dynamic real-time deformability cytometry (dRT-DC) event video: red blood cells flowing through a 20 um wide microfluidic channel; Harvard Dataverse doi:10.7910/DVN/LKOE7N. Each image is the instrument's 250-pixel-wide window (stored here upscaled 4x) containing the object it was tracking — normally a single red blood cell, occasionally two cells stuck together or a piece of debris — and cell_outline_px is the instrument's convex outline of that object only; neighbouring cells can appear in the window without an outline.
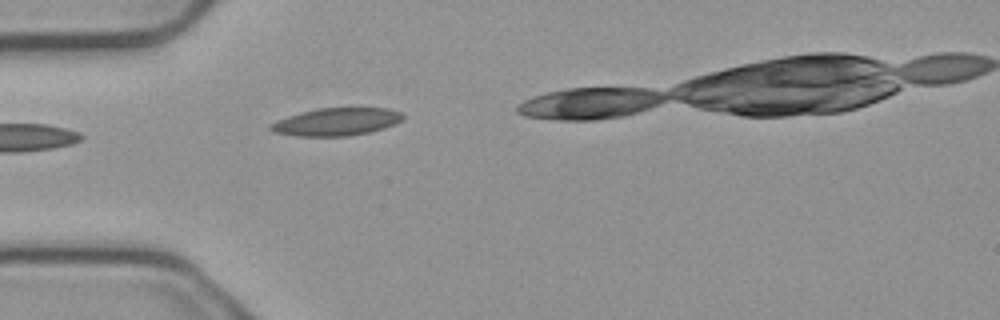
{"species": "common noctule bat (a hibernating species)", "species_latin": "Nyctalus noctula", "temperature_condition": "cold", "stored_images_in_passage": 3, "camera_frame_rate_fps": 3000, "um_per_image_px": 0.085, "animal": {"sex": "male", "body_mass_g": 23.1, "forearm_length_mm": 52.7}, "frame": {"image": 1, "passage_image": 2, "time_ms": 0.333, "image_size_px": [1000, 320], "cell_outline_px": [[404, 120], [384, 128], [368, 132], [348, 136], [296, 136], [272, 132], [268, 128], [268, 124], [276, 120], [300, 112], [316, 108], [352, 104], [388, 108], [400, 112], [404, 116]], "centroid_in_image_um": [28.62, 10.29], "position_along_channel_um": 56.4, "area_um2": 22.54}}